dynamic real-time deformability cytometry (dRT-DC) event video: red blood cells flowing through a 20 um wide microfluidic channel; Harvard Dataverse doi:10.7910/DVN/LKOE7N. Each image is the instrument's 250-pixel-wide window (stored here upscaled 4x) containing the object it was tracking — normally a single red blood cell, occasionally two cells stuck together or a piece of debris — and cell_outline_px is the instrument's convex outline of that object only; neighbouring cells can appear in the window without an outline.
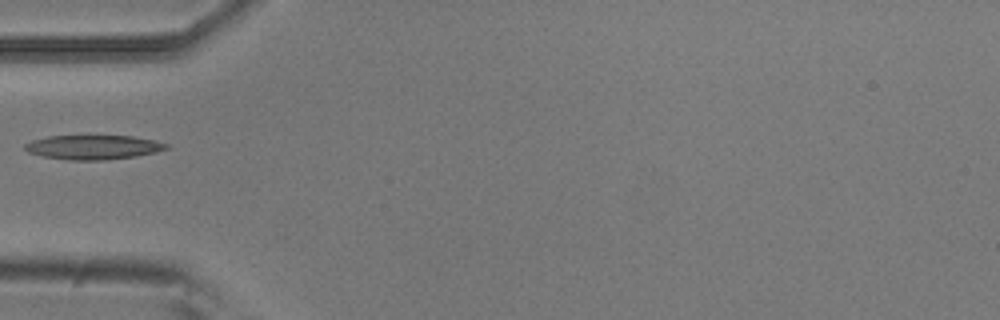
{"species": "common noctule bat (a hibernating species)", "species_latin": "Nyctalus noctula", "temperature_condition": "room temperature", "stored_images_in_passage": 3, "camera_frame_rate_fps": 3000, "um_per_image_px": 0.085, "animal": {"sex": "male", "body_mass_g": 20.5, "forearm_length_mm": 52.5}, "frame": {"image": 1, "passage_image": 3, "time_ms": 0.667, "image_size_px": [1000, 320], "cell_outline_px": [[168, 148], [156, 152], [136, 156], [104, 160], [68, 160], [44, 156], [28, 152], [24, 148], [24, 144], [32, 140], [48, 136], [132, 136], [156, 140], [168, 144]], "centroid_in_image_um": [7.93, 12.51], "position_along_channel_um": 77.1, "area_um2": 20.0}}